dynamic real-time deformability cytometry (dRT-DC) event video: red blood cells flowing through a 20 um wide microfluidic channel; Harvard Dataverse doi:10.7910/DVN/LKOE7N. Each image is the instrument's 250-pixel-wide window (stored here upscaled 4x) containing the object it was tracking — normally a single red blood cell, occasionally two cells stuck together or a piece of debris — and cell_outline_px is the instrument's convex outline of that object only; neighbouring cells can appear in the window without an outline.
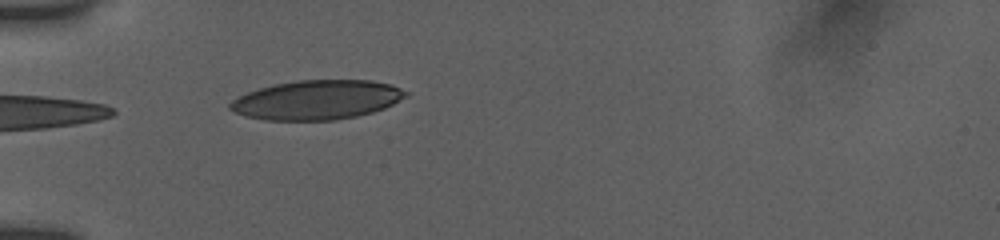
{"species": "human", "species_latin": "Homo sapiens", "temperature_condition": "room temperature", "stored_images_in_passage": 3, "camera_frame_rate_fps": 3000, "um_per_image_px": 0.085, "donor": {"sex": "female"}, "frame": {"image": 1, "passage_image": 1, "time_ms": 0.0, "image_size_px": [1000, 240], "cell_outline_px": [[408, 96], [384, 108], [372, 112], [356, 116], [336, 120], [264, 120], [248, 116], [236, 112], [228, 108], [228, 104], [232, 100], [248, 92], [260, 88], [276, 84], [296, 80], [372, 80], [392, 84], [408, 92]], "centroid_in_image_um": [26.97, 8.48], "position_along_channel_um": 58.0, "area_um2": 40.17}}
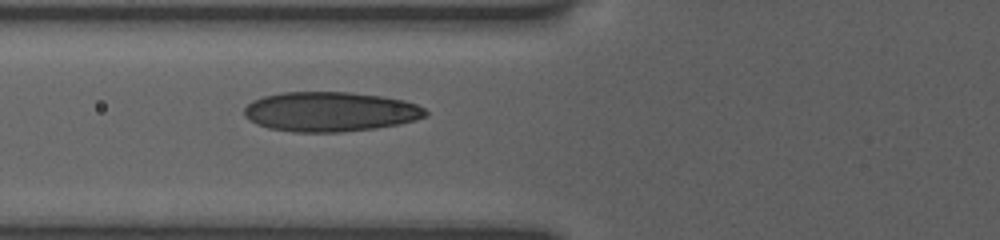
{"frame": {"image": 2, "passage_image": 3, "time_ms": 1.333, "image_size_px": [1000, 240], "cell_outline_px": [[428, 116], [416, 120], [400, 124], [376, 128], [340, 132], [292, 132], [268, 128], [256, 124], [248, 120], [244, 116], [244, 108], [252, 100], [264, 96], [280, 92], [348, 92], [380, 96], [404, 100], [416, 104], [424, 108], [428, 112]], "centroid_in_image_um": [28.06, 9.5], "position_along_channel_um": 97.7, "area_um2": 42.25}}